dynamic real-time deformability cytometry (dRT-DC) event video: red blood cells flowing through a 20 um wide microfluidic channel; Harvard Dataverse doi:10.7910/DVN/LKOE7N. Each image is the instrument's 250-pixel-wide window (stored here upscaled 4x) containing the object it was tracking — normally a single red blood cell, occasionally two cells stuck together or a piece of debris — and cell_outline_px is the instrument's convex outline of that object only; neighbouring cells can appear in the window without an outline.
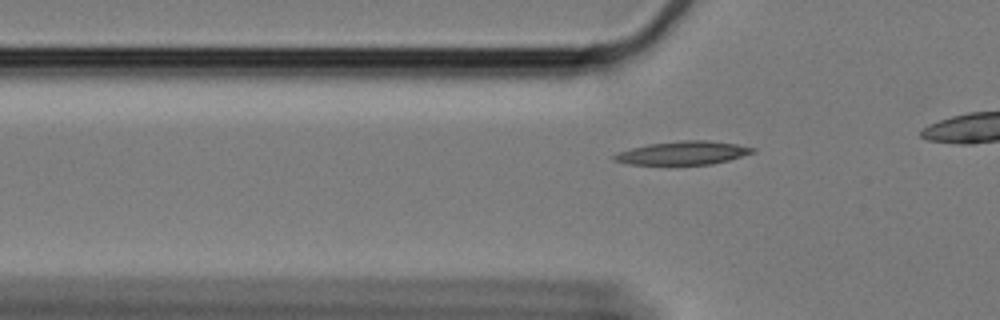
{"species": "Egyptian fruit bat (a non-hibernating species)", "species_latin": "Rousettus aegyptiacus", "temperature_condition": "cold", "stored_images_in_passage": 20, "camera_frame_rate_fps": 3000, "um_per_image_px": 0.085, "animal": {"sex": "female"}, "frame": {"image": 1, "passage_image": 9, "time_ms": 2.667, "image_size_px": [1000, 320], "cell_outline_px": [[756, 152], [728, 160], [712, 164], [628, 164], [612, 160], [612, 156], [620, 152], [632, 148], [648, 144], [684, 140], [708, 140], [736, 144], [756, 148]], "centroid_in_image_um": [58.08, 12.99], "position_along_channel_um": 67.7, "area_um2": 18.73}}
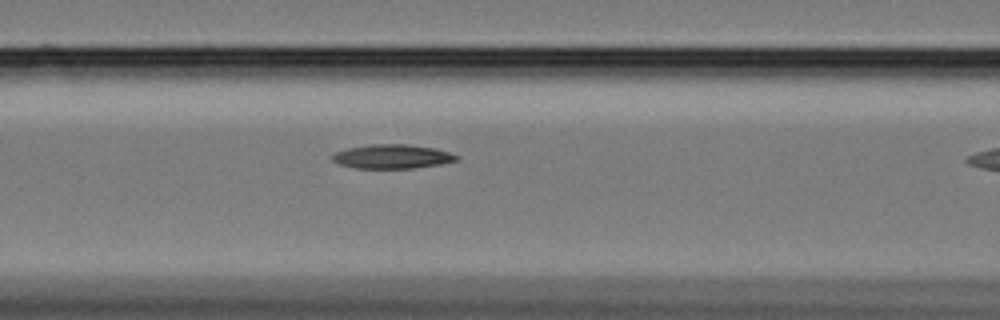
{"frame": {"image": 2, "passage_image": 15, "time_ms": 4.667, "image_size_px": [1000, 320], "cell_outline_px": [[460, 156], [456, 160], [440, 164], [412, 168], [356, 168], [340, 164], [332, 160], [332, 156], [336, 152], [348, 148], [368, 144], [408, 144], [432, 148], [448, 152]], "centroid_in_image_um": [33.32, 13.3], "position_along_channel_um": 133.3, "area_um2": 17.22}}